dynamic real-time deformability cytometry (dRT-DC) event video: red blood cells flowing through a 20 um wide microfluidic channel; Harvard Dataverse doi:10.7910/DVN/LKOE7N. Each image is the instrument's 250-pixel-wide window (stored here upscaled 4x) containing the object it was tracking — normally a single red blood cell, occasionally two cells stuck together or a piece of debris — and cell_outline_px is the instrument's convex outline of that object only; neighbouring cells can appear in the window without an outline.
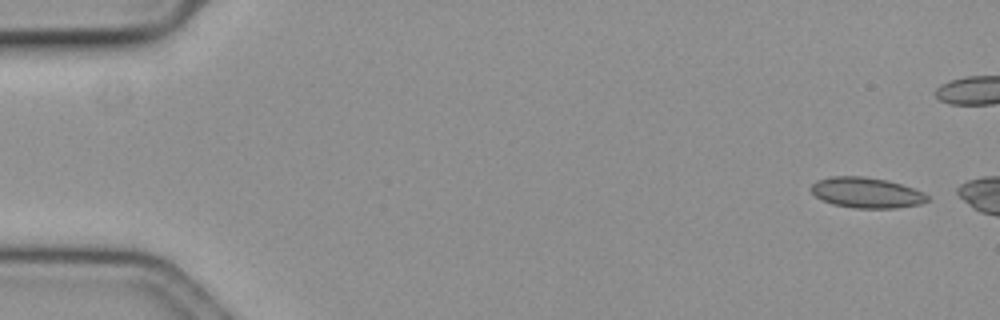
{"species": "common noctule bat (a hibernating species)", "species_latin": "Nyctalus noctula", "temperature_condition": "cold", "stored_images_in_passage": 7, "camera_frame_rate_fps": 3000, "um_per_image_px": 0.085, "animal": {"sex": "female", "body_mass_g": 19.3, "forearm_length_mm": 54.1}, "frame": {"image": 1, "passage_image": 1, "time_ms": 0.0, "image_size_px": [1000, 320], "cell_outline_px": [[928, 200], [920, 204], [896, 208], [852, 208], [832, 204], [816, 196], [812, 192], [812, 184], [816, 180], [832, 176], [864, 176], [888, 180], [912, 188], [928, 196]], "centroid_in_image_um": [73.62, 16.37], "position_along_channel_um": 11.4, "area_um2": 20.52}}